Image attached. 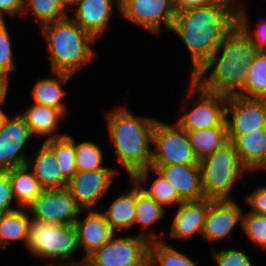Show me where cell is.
Instances as JSON below:
<instances>
[{
	"mask_svg": "<svg viewBox=\"0 0 266 266\" xmlns=\"http://www.w3.org/2000/svg\"><path fill=\"white\" fill-rule=\"evenodd\" d=\"M237 4L218 0L205 7L176 13L171 32L181 38L190 53L193 76L214 54L237 25Z\"/></svg>",
	"mask_w": 266,
	"mask_h": 266,
	"instance_id": "1",
	"label": "cell"
},
{
	"mask_svg": "<svg viewBox=\"0 0 266 266\" xmlns=\"http://www.w3.org/2000/svg\"><path fill=\"white\" fill-rule=\"evenodd\" d=\"M117 162L132 178L151 165L152 135L157 120L134 115L128 106L115 107L105 115Z\"/></svg>",
	"mask_w": 266,
	"mask_h": 266,
	"instance_id": "2",
	"label": "cell"
},
{
	"mask_svg": "<svg viewBox=\"0 0 266 266\" xmlns=\"http://www.w3.org/2000/svg\"><path fill=\"white\" fill-rule=\"evenodd\" d=\"M45 41L51 71L75 75L79 68L96 58L92 48L96 38L81 28L70 16L40 27Z\"/></svg>",
	"mask_w": 266,
	"mask_h": 266,
	"instance_id": "3",
	"label": "cell"
},
{
	"mask_svg": "<svg viewBox=\"0 0 266 266\" xmlns=\"http://www.w3.org/2000/svg\"><path fill=\"white\" fill-rule=\"evenodd\" d=\"M25 247L34 257L53 261L44 266H64L65 263L75 266L85 263L83 258L79 262L73 258L80 250L74 224L47 223L30 217Z\"/></svg>",
	"mask_w": 266,
	"mask_h": 266,
	"instance_id": "4",
	"label": "cell"
},
{
	"mask_svg": "<svg viewBox=\"0 0 266 266\" xmlns=\"http://www.w3.org/2000/svg\"><path fill=\"white\" fill-rule=\"evenodd\" d=\"M204 198L233 199L231 191L235 182L249 171L240 163L232 142L199 161Z\"/></svg>",
	"mask_w": 266,
	"mask_h": 266,
	"instance_id": "5",
	"label": "cell"
},
{
	"mask_svg": "<svg viewBox=\"0 0 266 266\" xmlns=\"http://www.w3.org/2000/svg\"><path fill=\"white\" fill-rule=\"evenodd\" d=\"M185 97L180 101L182 116L176 122L185 131L200 130L203 128L227 126L226 106L228 97L212 94L202 90L189 78ZM198 95V97H196ZM197 98V99H196ZM197 101H195V100ZM194 102L188 109V104ZM188 109V111L186 110Z\"/></svg>",
	"mask_w": 266,
	"mask_h": 266,
	"instance_id": "6",
	"label": "cell"
},
{
	"mask_svg": "<svg viewBox=\"0 0 266 266\" xmlns=\"http://www.w3.org/2000/svg\"><path fill=\"white\" fill-rule=\"evenodd\" d=\"M149 241L137 235L115 233L85 259L86 266H148Z\"/></svg>",
	"mask_w": 266,
	"mask_h": 266,
	"instance_id": "7",
	"label": "cell"
},
{
	"mask_svg": "<svg viewBox=\"0 0 266 266\" xmlns=\"http://www.w3.org/2000/svg\"><path fill=\"white\" fill-rule=\"evenodd\" d=\"M151 165L200 164L191 147L187 132L174 125L156 122L152 135Z\"/></svg>",
	"mask_w": 266,
	"mask_h": 266,
	"instance_id": "8",
	"label": "cell"
},
{
	"mask_svg": "<svg viewBox=\"0 0 266 266\" xmlns=\"http://www.w3.org/2000/svg\"><path fill=\"white\" fill-rule=\"evenodd\" d=\"M250 64L206 62L190 79L206 92L225 97L237 96L245 87Z\"/></svg>",
	"mask_w": 266,
	"mask_h": 266,
	"instance_id": "9",
	"label": "cell"
},
{
	"mask_svg": "<svg viewBox=\"0 0 266 266\" xmlns=\"http://www.w3.org/2000/svg\"><path fill=\"white\" fill-rule=\"evenodd\" d=\"M26 209L33 219L55 224H74L84 212L67 187L44 189Z\"/></svg>",
	"mask_w": 266,
	"mask_h": 266,
	"instance_id": "10",
	"label": "cell"
},
{
	"mask_svg": "<svg viewBox=\"0 0 266 266\" xmlns=\"http://www.w3.org/2000/svg\"><path fill=\"white\" fill-rule=\"evenodd\" d=\"M226 125L230 142L240 135L263 130L266 128V99L228 97Z\"/></svg>",
	"mask_w": 266,
	"mask_h": 266,
	"instance_id": "11",
	"label": "cell"
},
{
	"mask_svg": "<svg viewBox=\"0 0 266 266\" xmlns=\"http://www.w3.org/2000/svg\"><path fill=\"white\" fill-rule=\"evenodd\" d=\"M120 14L129 22L160 35L162 26L170 31L176 11L174 0H127L120 7Z\"/></svg>",
	"mask_w": 266,
	"mask_h": 266,
	"instance_id": "12",
	"label": "cell"
},
{
	"mask_svg": "<svg viewBox=\"0 0 266 266\" xmlns=\"http://www.w3.org/2000/svg\"><path fill=\"white\" fill-rule=\"evenodd\" d=\"M117 173L116 169L77 171L67 188L82 210H96V204L108 193Z\"/></svg>",
	"mask_w": 266,
	"mask_h": 266,
	"instance_id": "13",
	"label": "cell"
},
{
	"mask_svg": "<svg viewBox=\"0 0 266 266\" xmlns=\"http://www.w3.org/2000/svg\"><path fill=\"white\" fill-rule=\"evenodd\" d=\"M31 137L29 127L20 114L9 118L0 130V170H10L27 163L29 156L25 147Z\"/></svg>",
	"mask_w": 266,
	"mask_h": 266,
	"instance_id": "14",
	"label": "cell"
},
{
	"mask_svg": "<svg viewBox=\"0 0 266 266\" xmlns=\"http://www.w3.org/2000/svg\"><path fill=\"white\" fill-rule=\"evenodd\" d=\"M242 209L234 199H210L202 232L204 240H223L238 224L242 226Z\"/></svg>",
	"mask_w": 266,
	"mask_h": 266,
	"instance_id": "15",
	"label": "cell"
},
{
	"mask_svg": "<svg viewBox=\"0 0 266 266\" xmlns=\"http://www.w3.org/2000/svg\"><path fill=\"white\" fill-rule=\"evenodd\" d=\"M156 169L176 190L183 201L204 198L200 164L150 166Z\"/></svg>",
	"mask_w": 266,
	"mask_h": 266,
	"instance_id": "16",
	"label": "cell"
},
{
	"mask_svg": "<svg viewBox=\"0 0 266 266\" xmlns=\"http://www.w3.org/2000/svg\"><path fill=\"white\" fill-rule=\"evenodd\" d=\"M85 213L84 219L78 217L74 223L79 249L86 253L83 259L101 248L115 234L103 213L98 210H85Z\"/></svg>",
	"mask_w": 266,
	"mask_h": 266,
	"instance_id": "17",
	"label": "cell"
},
{
	"mask_svg": "<svg viewBox=\"0 0 266 266\" xmlns=\"http://www.w3.org/2000/svg\"><path fill=\"white\" fill-rule=\"evenodd\" d=\"M120 7L116 0H81L76 6L74 17H71L81 28L93 35L101 37L110 25L114 6Z\"/></svg>",
	"mask_w": 266,
	"mask_h": 266,
	"instance_id": "18",
	"label": "cell"
},
{
	"mask_svg": "<svg viewBox=\"0 0 266 266\" xmlns=\"http://www.w3.org/2000/svg\"><path fill=\"white\" fill-rule=\"evenodd\" d=\"M210 198L183 201L178 205L170 228L173 239H188L194 234L202 235Z\"/></svg>",
	"mask_w": 266,
	"mask_h": 266,
	"instance_id": "19",
	"label": "cell"
},
{
	"mask_svg": "<svg viewBox=\"0 0 266 266\" xmlns=\"http://www.w3.org/2000/svg\"><path fill=\"white\" fill-rule=\"evenodd\" d=\"M259 51L245 32L236 25L207 62L251 63Z\"/></svg>",
	"mask_w": 266,
	"mask_h": 266,
	"instance_id": "20",
	"label": "cell"
},
{
	"mask_svg": "<svg viewBox=\"0 0 266 266\" xmlns=\"http://www.w3.org/2000/svg\"><path fill=\"white\" fill-rule=\"evenodd\" d=\"M19 114L25 119L32 136L45 137L44 140H48L67 134L59 132V123L65 115L56 108L32 103Z\"/></svg>",
	"mask_w": 266,
	"mask_h": 266,
	"instance_id": "21",
	"label": "cell"
},
{
	"mask_svg": "<svg viewBox=\"0 0 266 266\" xmlns=\"http://www.w3.org/2000/svg\"><path fill=\"white\" fill-rule=\"evenodd\" d=\"M26 164L43 189L67 187L68 181L62 176L55 154L44 142L36 154L28 157Z\"/></svg>",
	"mask_w": 266,
	"mask_h": 266,
	"instance_id": "22",
	"label": "cell"
},
{
	"mask_svg": "<svg viewBox=\"0 0 266 266\" xmlns=\"http://www.w3.org/2000/svg\"><path fill=\"white\" fill-rule=\"evenodd\" d=\"M51 75L53 77L41 78L33 85V103L56 108L66 115L68 107L63 100L66 90L62 86L69 82L73 74L51 71Z\"/></svg>",
	"mask_w": 266,
	"mask_h": 266,
	"instance_id": "23",
	"label": "cell"
},
{
	"mask_svg": "<svg viewBox=\"0 0 266 266\" xmlns=\"http://www.w3.org/2000/svg\"><path fill=\"white\" fill-rule=\"evenodd\" d=\"M166 209L154 198L148 195L136 182V210L134 225L139 224L142 230L139 236L146 238L149 242L163 240L153 231H149L151 226L164 217ZM149 232V233H147Z\"/></svg>",
	"mask_w": 266,
	"mask_h": 266,
	"instance_id": "24",
	"label": "cell"
},
{
	"mask_svg": "<svg viewBox=\"0 0 266 266\" xmlns=\"http://www.w3.org/2000/svg\"><path fill=\"white\" fill-rule=\"evenodd\" d=\"M132 188L127 189L102 212L112 230L130 229L134 225L136 210V181L130 178Z\"/></svg>",
	"mask_w": 266,
	"mask_h": 266,
	"instance_id": "25",
	"label": "cell"
},
{
	"mask_svg": "<svg viewBox=\"0 0 266 266\" xmlns=\"http://www.w3.org/2000/svg\"><path fill=\"white\" fill-rule=\"evenodd\" d=\"M7 171L16 205L27 208L44 189L27 164Z\"/></svg>",
	"mask_w": 266,
	"mask_h": 266,
	"instance_id": "26",
	"label": "cell"
},
{
	"mask_svg": "<svg viewBox=\"0 0 266 266\" xmlns=\"http://www.w3.org/2000/svg\"><path fill=\"white\" fill-rule=\"evenodd\" d=\"M232 143L240 163L250 173L265 156L266 128L240 135Z\"/></svg>",
	"mask_w": 266,
	"mask_h": 266,
	"instance_id": "27",
	"label": "cell"
},
{
	"mask_svg": "<svg viewBox=\"0 0 266 266\" xmlns=\"http://www.w3.org/2000/svg\"><path fill=\"white\" fill-rule=\"evenodd\" d=\"M30 214L26 208L0 213V248L14 241H22L26 246Z\"/></svg>",
	"mask_w": 266,
	"mask_h": 266,
	"instance_id": "28",
	"label": "cell"
},
{
	"mask_svg": "<svg viewBox=\"0 0 266 266\" xmlns=\"http://www.w3.org/2000/svg\"><path fill=\"white\" fill-rule=\"evenodd\" d=\"M191 147L200 161L229 142L227 126L186 131Z\"/></svg>",
	"mask_w": 266,
	"mask_h": 266,
	"instance_id": "29",
	"label": "cell"
},
{
	"mask_svg": "<svg viewBox=\"0 0 266 266\" xmlns=\"http://www.w3.org/2000/svg\"><path fill=\"white\" fill-rule=\"evenodd\" d=\"M149 171L155 172L157 177L151 183L150 187L146 188L144 185L148 183L146 181L149 178ZM132 179L138 183L142 190L154 198L164 208H167L166 206H173L174 204L178 206L183 202L171 184L154 168L149 167L140 170L132 177Z\"/></svg>",
	"mask_w": 266,
	"mask_h": 266,
	"instance_id": "30",
	"label": "cell"
},
{
	"mask_svg": "<svg viewBox=\"0 0 266 266\" xmlns=\"http://www.w3.org/2000/svg\"><path fill=\"white\" fill-rule=\"evenodd\" d=\"M44 143L55 154L62 176L69 181L77 172L74 137L66 134L61 137L45 140Z\"/></svg>",
	"mask_w": 266,
	"mask_h": 266,
	"instance_id": "31",
	"label": "cell"
},
{
	"mask_svg": "<svg viewBox=\"0 0 266 266\" xmlns=\"http://www.w3.org/2000/svg\"><path fill=\"white\" fill-rule=\"evenodd\" d=\"M239 96L266 99V51H259L247 68V80Z\"/></svg>",
	"mask_w": 266,
	"mask_h": 266,
	"instance_id": "32",
	"label": "cell"
},
{
	"mask_svg": "<svg viewBox=\"0 0 266 266\" xmlns=\"http://www.w3.org/2000/svg\"><path fill=\"white\" fill-rule=\"evenodd\" d=\"M148 266H197V264L184 253L169 246L163 240L149 243Z\"/></svg>",
	"mask_w": 266,
	"mask_h": 266,
	"instance_id": "33",
	"label": "cell"
},
{
	"mask_svg": "<svg viewBox=\"0 0 266 266\" xmlns=\"http://www.w3.org/2000/svg\"><path fill=\"white\" fill-rule=\"evenodd\" d=\"M23 11V14L32 11L39 27L69 16V12L63 8L60 0H24Z\"/></svg>",
	"mask_w": 266,
	"mask_h": 266,
	"instance_id": "34",
	"label": "cell"
},
{
	"mask_svg": "<svg viewBox=\"0 0 266 266\" xmlns=\"http://www.w3.org/2000/svg\"><path fill=\"white\" fill-rule=\"evenodd\" d=\"M103 151L91 141L76 142L75 140V161L77 171H93L97 169H119L106 167L103 162Z\"/></svg>",
	"mask_w": 266,
	"mask_h": 266,
	"instance_id": "35",
	"label": "cell"
},
{
	"mask_svg": "<svg viewBox=\"0 0 266 266\" xmlns=\"http://www.w3.org/2000/svg\"><path fill=\"white\" fill-rule=\"evenodd\" d=\"M241 229L252 244L266 248V216L243 211Z\"/></svg>",
	"mask_w": 266,
	"mask_h": 266,
	"instance_id": "36",
	"label": "cell"
},
{
	"mask_svg": "<svg viewBox=\"0 0 266 266\" xmlns=\"http://www.w3.org/2000/svg\"><path fill=\"white\" fill-rule=\"evenodd\" d=\"M246 9L240 3L237 6V25L245 32L250 40L258 47L260 51H266V19L256 22L255 30H250L248 15Z\"/></svg>",
	"mask_w": 266,
	"mask_h": 266,
	"instance_id": "37",
	"label": "cell"
},
{
	"mask_svg": "<svg viewBox=\"0 0 266 266\" xmlns=\"http://www.w3.org/2000/svg\"><path fill=\"white\" fill-rule=\"evenodd\" d=\"M210 252L216 266H253L250 257L243 249L211 248Z\"/></svg>",
	"mask_w": 266,
	"mask_h": 266,
	"instance_id": "38",
	"label": "cell"
},
{
	"mask_svg": "<svg viewBox=\"0 0 266 266\" xmlns=\"http://www.w3.org/2000/svg\"><path fill=\"white\" fill-rule=\"evenodd\" d=\"M11 37L6 26V20L0 23V72L9 75L17 69L13 60Z\"/></svg>",
	"mask_w": 266,
	"mask_h": 266,
	"instance_id": "39",
	"label": "cell"
},
{
	"mask_svg": "<svg viewBox=\"0 0 266 266\" xmlns=\"http://www.w3.org/2000/svg\"><path fill=\"white\" fill-rule=\"evenodd\" d=\"M14 200L7 170H0V213L14 211L19 206H11Z\"/></svg>",
	"mask_w": 266,
	"mask_h": 266,
	"instance_id": "40",
	"label": "cell"
},
{
	"mask_svg": "<svg viewBox=\"0 0 266 266\" xmlns=\"http://www.w3.org/2000/svg\"><path fill=\"white\" fill-rule=\"evenodd\" d=\"M250 211L266 216V185L257 187L245 198Z\"/></svg>",
	"mask_w": 266,
	"mask_h": 266,
	"instance_id": "41",
	"label": "cell"
},
{
	"mask_svg": "<svg viewBox=\"0 0 266 266\" xmlns=\"http://www.w3.org/2000/svg\"><path fill=\"white\" fill-rule=\"evenodd\" d=\"M24 0H0V18L4 21L5 14L9 16H17L23 14Z\"/></svg>",
	"mask_w": 266,
	"mask_h": 266,
	"instance_id": "42",
	"label": "cell"
},
{
	"mask_svg": "<svg viewBox=\"0 0 266 266\" xmlns=\"http://www.w3.org/2000/svg\"><path fill=\"white\" fill-rule=\"evenodd\" d=\"M217 1L218 0H174V8L177 13L189 8L205 7Z\"/></svg>",
	"mask_w": 266,
	"mask_h": 266,
	"instance_id": "43",
	"label": "cell"
},
{
	"mask_svg": "<svg viewBox=\"0 0 266 266\" xmlns=\"http://www.w3.org/2000/svg\"><path fill=\"white\" fill-rule=\"evenodd\" d=\"M10 75L0 72V103H4L9 91Z\"/></svg>",
	"mask_w": 266,
	"mask_h": 266,
	"instance_id": "44",
	"label": "cell"
},
{
	"mask_svg": "<svg viewBox=\"0 0 266 266\" xmlns=\"http://www.w3.org/2000/svg\"><path fill=\"white\" fill-rule=\"evenodd\" d=\"M0 105H3V103H0ZM1 107V106H0ZM11 116H8L3 109L0 108V130L6 125L7 121L9 120Z\"/></svg>",
	"mask_w": 266,
	"mask_h": 266,
	"instance_id": "45",
	"label": "cell"
},
{
	"mask_svg": "<svg viewBox=\"0 0 266 266\" xmlns=\"http://www.w3.org/2000/svg\"><path fill=\"white\" fill-rule=\"evenodd\" d=\"M63 8L67 10L68 7H76L81 0H60ZM67 7V8H66Z\"/></svg>",
	"mask_w": 266,
	"mask_h": 266,
	"instance_id": "46",
	"label": "cell"
},
{
	"mask_svg": "<svg viewBox=\"0 0 266 266\" xmlns=\"http://www.w3.org/2000/svg\"><path fill=\"white\" fill-rule=\"evenodd\" d=\"M263 170L266 171V153L263 160L250 173Z\"/></svg>",
	"mask_w": 266,
	"mask_h": 266,
	"instance_id": "47",
	"label": "cell"
},
{
	"mask_svg": "<svg viewBox=\"0 0 266 266\" xmlns=\"http://www.w3.org/2000/svg\"><path fill=\"white\" fill-rule=\"evenodd\" d=\"M127 0H116L119 7H121Z\"/></svg>",
	"mask_w": 266,
	"mask_h": 266,
	"instance_id": "48",
	"label": "cell"
},
{
	"mask_svg": "<svg viewBox=\"0 0 266 266\" xmlns=\"http://www.w3.org/2000/svg\"><path fill=\"white\" fill-rule=\"evenodd\" d=\"M64 266H67V265H64ZM75 266H86L85 264H81V265H75Z\"/></svg>",
	"mask_w": 266,
	"mask_h": 266,
	"instance_id": "49",
	"label": "cell"
}]
</instances>
